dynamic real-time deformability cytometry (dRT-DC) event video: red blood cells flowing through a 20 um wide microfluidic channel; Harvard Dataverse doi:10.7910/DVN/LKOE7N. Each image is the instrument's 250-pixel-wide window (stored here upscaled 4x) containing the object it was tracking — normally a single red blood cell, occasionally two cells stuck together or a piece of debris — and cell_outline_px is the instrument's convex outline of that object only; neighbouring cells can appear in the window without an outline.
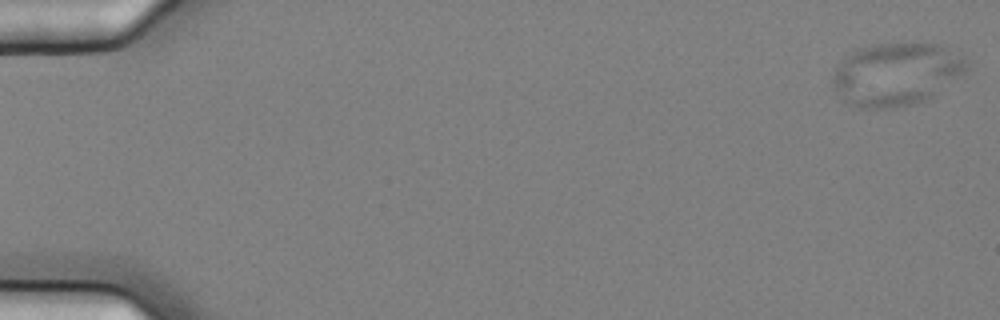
{"species": "common noctule bat (a hibernating species)", "species_latin": "Nyctalus noctula", "temperature_condition": "cold", "stored_images_in_passage": 57, "camera_frame_rate_fps": 3000, "um_per_image_px": 0.085, "animal": {"sex": "female", "body_mass_g": 25.1}, "frame": {"image": 1, "passage_image": 1, "time_ms": 0.0, "image_size_px": [1000, 320], "cell_outline_px": [[968, 68], [964, 72], [932, 96], [916, 104], [896, 108], [860, 108], [848, 104], [832, 88], [832, 76], [836, 68], [844, 56], [852, 48], [872, 44], [940, 44], [948, 48], [960, 56], [964, 60]], "centroid_in_image_um": [76.08, 6.31], "position_along_channel_um": 8.9, "area_um2": 49.07}}
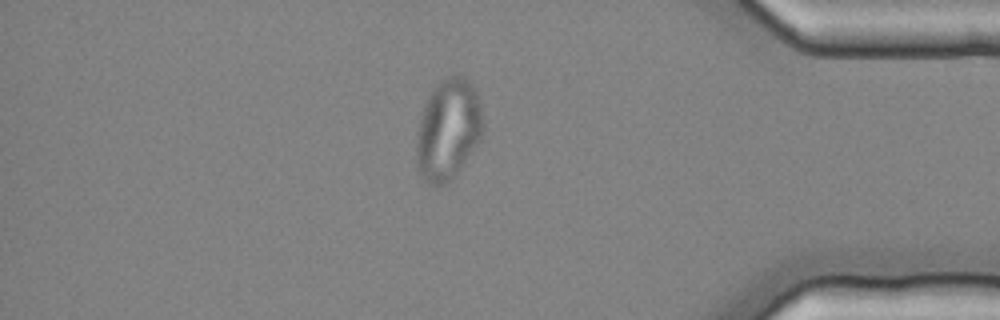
{"frame": {"image": 2, "passage_image": 49, "time_ms": 16.0, "image_size_px": [1000, 320], "cell_outline_px": [[484, 132], [480, 140], [456, 172], [444, 184], [428, 184], [420, 176], [416, 164], [416, 140], [420, 120], [424, 104], [432, 88], [440, 80], [448, 76], [464, 76], [472, 84], [476, 92], [480, 104], [484, 124]], "centroid_in_image_um": [38.08, 10.98], "position_along_channel_um": 397.1, "area_um2": 39.02}}
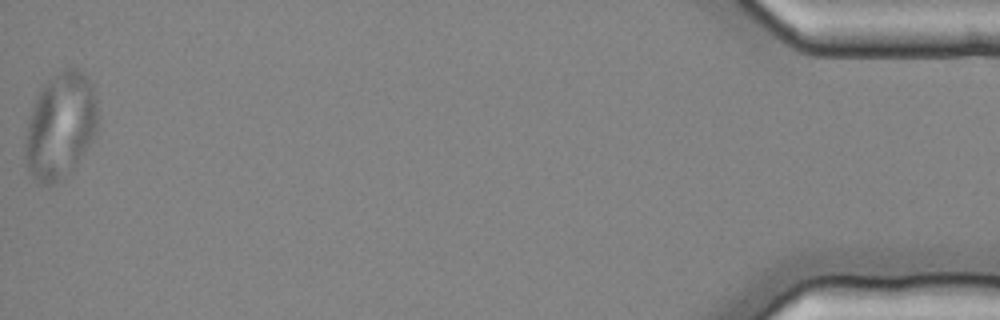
{"frame": {"image": 3, "passage_image": 57, "time_ms": 18.667, "image_size_px": [1000, 320], "cell_outline_px": [[96, 136], [76, 164], [60, 180], [48, 188], [36, 184], [28, 168], [24, 156], [24, 136], [28, 116], [36, 96], [40, 88], [48, 80], [64, 68], [72, 64], [84, 72], [88, 80], [96, 100]], "centroid_in_image_um": [5.08, 10.71], "position_along_channel_um": 430.1, "area_um2": 45.55}}